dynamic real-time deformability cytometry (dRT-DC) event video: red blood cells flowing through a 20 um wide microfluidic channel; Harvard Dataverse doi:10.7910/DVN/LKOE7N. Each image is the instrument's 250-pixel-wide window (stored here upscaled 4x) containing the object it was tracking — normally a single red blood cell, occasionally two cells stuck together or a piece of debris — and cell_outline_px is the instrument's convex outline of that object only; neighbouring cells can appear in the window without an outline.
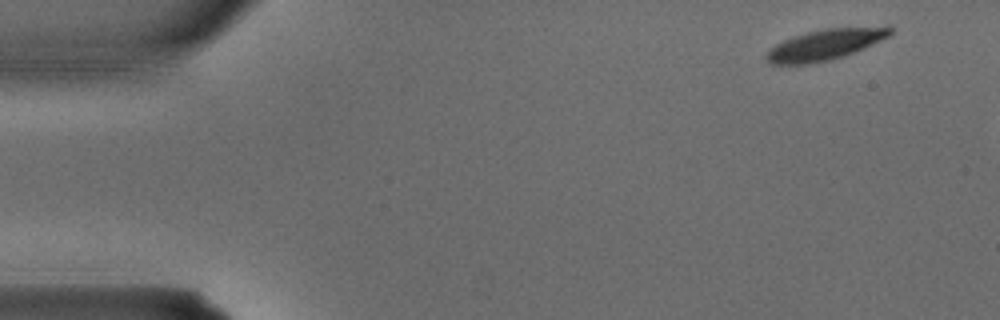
{"species": "common noctule bat (a hibernating species)", "species_latin": "Nyctalus noctula", "temperature_condition": "warm", "stored_images_in_passage": 3, "camera_frame_rate_fps": 3000, "um_per_image_px": 0.085, "animal": {"sex": "male", "body_mass_g": 15.6}, "frame": {"image": 1, "passage_image": 1, "time_ms": 0.0, "image_size_px": [1000, 320], "cell_outline_px": [[892, 32], [888, 36], [864, 48], [844, 56], [828, 60], [808, 64], [768, 64], [764, 56], [776, 44], [784, 40], [808, 32], [828, 28], [888, 24], [892, 28]], "centroid_in_image_um": [70.21, 3.77], "position_along_channel_um": 14.8, "area_um2": 22.31}}